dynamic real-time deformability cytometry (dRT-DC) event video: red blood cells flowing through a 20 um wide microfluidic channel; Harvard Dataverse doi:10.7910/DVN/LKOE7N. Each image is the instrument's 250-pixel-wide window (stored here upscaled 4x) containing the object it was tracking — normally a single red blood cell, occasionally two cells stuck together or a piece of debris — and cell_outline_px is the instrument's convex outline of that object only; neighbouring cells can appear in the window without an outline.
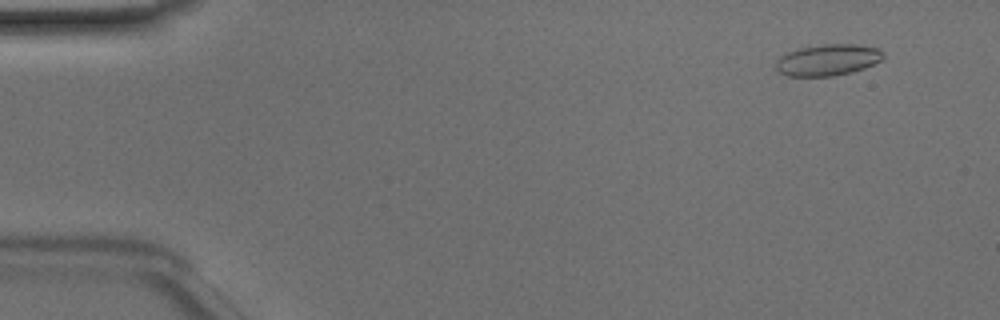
{"species": "Egyptian fruit bat (a non-hibernating species)", "species_latin": "Rousettus aegyptiacus", "temperature_condition": "room temperature", "stored_images_in_passage": 50, "segment_of_instrument_passage": [1, 2], "camera_frame_rate_fps": 3000, "um_per_image_px": 0.085, "animal": {"sex": "male"}, "frame": {"image": 1, "passage_image": 4, "time_ms": 1.0, "image_size_px": [1000, 320], "cell_outline_px": [[884, 56], [880, 60], [864, 68], [852, 72], [832, 76], [788, 76], [780, 72], [776, 68], [776, 60], [780, 56], [788, 52], [800, 48], [824, 44], [860, 44], [880, 48], [884, 52]], "centroid_in_image_um": [70.38, 5.08], "position_along_channel_um": 14.6, "area_um2": 19.65}}
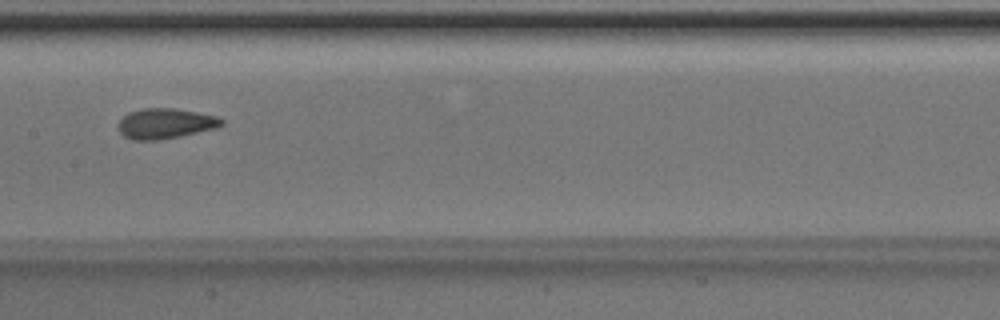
{"frame": {"image": 2, "passage_image": 25, "time_ms": 8.0, "image_size_px": [1000, 320], "cell_outline_px": [[224, 124], [216, 128], [180, 136], [156, 140], [132, 140], [124, 136], [120, 132], [116, 124], [128, 112], [144, 108], [172, 108], [196, 112], [216, 116], [224, 120]], "centroid_in_image_um": [14.03, 10.5], "position_along_channel_um": 193.4, "area_um2": 18.21}}
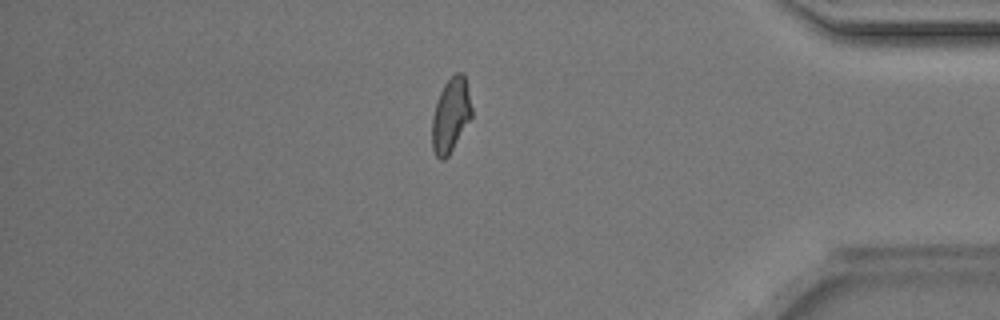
{"frame": {"image": 3, "passage_image": 42, "time_ms": 13.667, "image_size_px": [1000, 320], "cell_outline_px": [[472, 116], [448, 156], [444, 160], [440, 160], [436, 156], [432, 148], [432, 116], [440, 92], [444, 84], [456, 72], [460, 72], [464, 76], [472, 108]], "centroid_in_image_um": [38.3, 9.82], "position_along_channel_um": 396.9, "area_um2": 16.88}}